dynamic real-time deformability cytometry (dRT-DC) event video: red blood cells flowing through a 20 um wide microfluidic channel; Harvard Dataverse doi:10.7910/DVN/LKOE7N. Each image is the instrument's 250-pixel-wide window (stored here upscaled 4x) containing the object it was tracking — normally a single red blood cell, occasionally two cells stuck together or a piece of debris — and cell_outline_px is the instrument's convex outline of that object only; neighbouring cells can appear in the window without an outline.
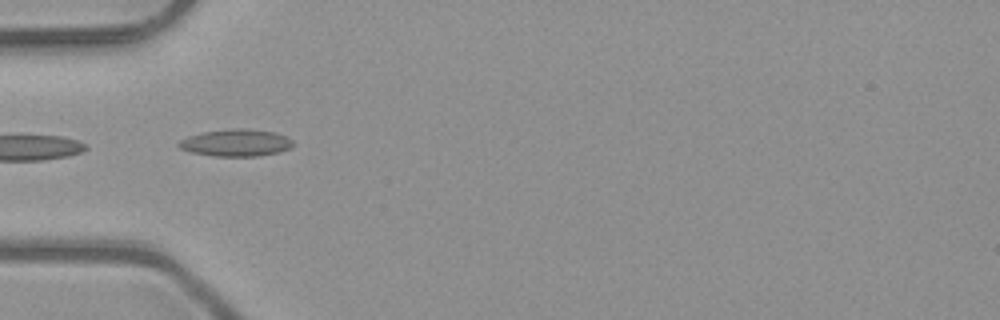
{"species": "common noctule bat (a hibernating species)", "species_latin": "Nyctalus noctula", "temperature_condition": "room temperature", "stored_images_in_passage": 4, "camera_frame_rate_fps": 3000, "um_per_image_px": 0.085, "animal": {"sex": "male", "body_mass_g": 23.1, "forearm_length_mm": 52.7}, "frame": {"image": 1, "passage_image": 3, "time_ms": 0.667, "image_size_px": [1000, 320], "cell_outline_px": [[292, 148], [276, 152], [256, 156], [212, 156], [192, 152], [180, 148], [176, 144], [180, 140], [188, 136], [204, 132], [232, 128], [244, 128], [276, 132], [288, 136], [292, 140]], "centroid_in_image_um": [20.07, 12.12], "position_along_channel_um": 64.9, "area_um2": 18.03}}
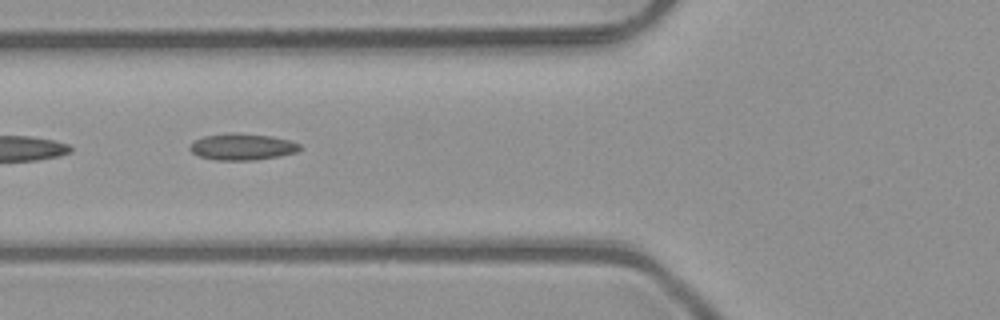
{"frame": {"image": 2, "passage_image": 4, "time_ms": 1.0, "image_size_px": [1000, 320], "cell_outline_px": [[300, 148], [296, 152], [280, 156], [252, 160], [216, 160], [200, 156], [192, 152], [188, 148], [196, 140], [204, 136], [228, 132], [232, 132], [272, 136], [288, 140], [300, 144]], "centroid_in_image_um": [20.58, 12.47], "position_along_channel_um": 105.2, "area_um2": 16.88}}